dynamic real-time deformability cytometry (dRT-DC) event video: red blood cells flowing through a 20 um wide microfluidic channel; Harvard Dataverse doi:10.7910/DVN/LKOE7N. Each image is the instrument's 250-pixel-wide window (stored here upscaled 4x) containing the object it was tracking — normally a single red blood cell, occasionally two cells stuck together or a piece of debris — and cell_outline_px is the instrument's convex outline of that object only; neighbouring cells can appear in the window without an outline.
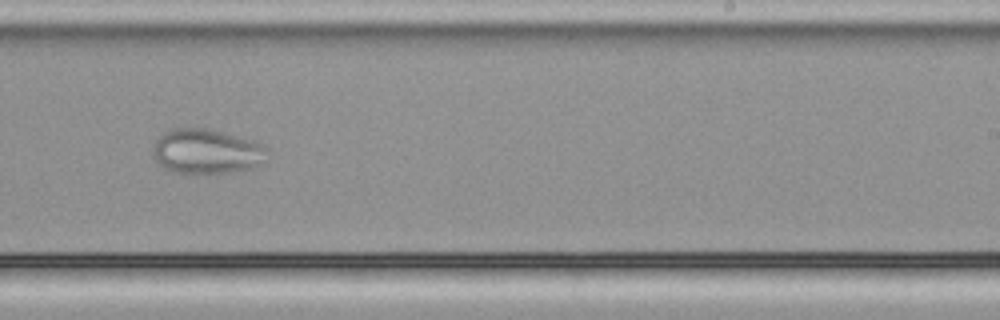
{"species": "common noctule bat (a hibernating species)", "species_latin": "Nyctalus noctula", "temperature_condition": "cold", "stored_images_in_passage": 52, "camera_frame_rate_fps": 3000, "um_per_image_px": 0.085, "animal": {"sex": "male", "body_mass_g": 21.5, "forearm_length_mm": 52.0}, "frame": {"image": 1, "passage_image": 32, "time_ms": 10.333, "image_size_px": [1000, 320], "cell_outline_px": [[268, 148], [264, 160], [260, 164], [252, 168], [228, 172], [188, 176], [172, 172], [156, 164], [152, 152], [152, 148], [156, 140], [164, 132], [172, 128], [212, 128], [256, 140], [264, 144]], "centroid_in_image_um": [17.54, 12.88], "position_along_channel_um": 271.5, "area_um2": 31.04}}
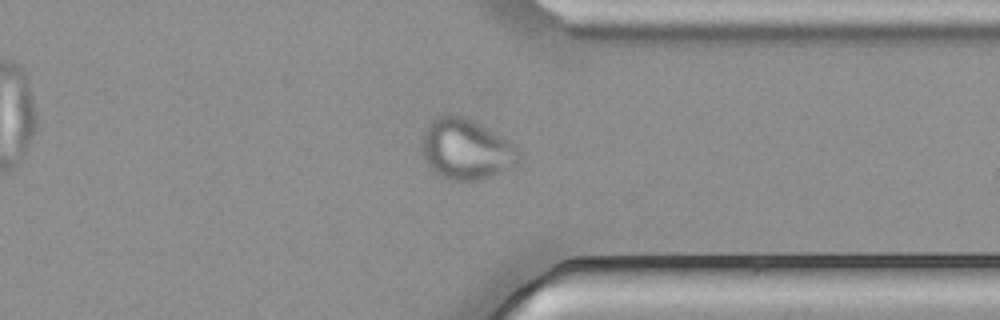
{"frame": {"image": 2, "passage_image": 40, "time_ms": 13.0, "image_size_px": [1000, 320], "cell_outline_px": [[520, 160], [516, 164], [480, 180], [448, 180], [440, 176], [424, 160], [420, 152], [424, 132], [428, 124], [432, 120], [440, 116], [464, 116], [516, 144], [520, 152]], "centroid_in_image_um": [39.61, 12.69], "position_along_channel_um": 371.8, "area_um2": 33.87}}
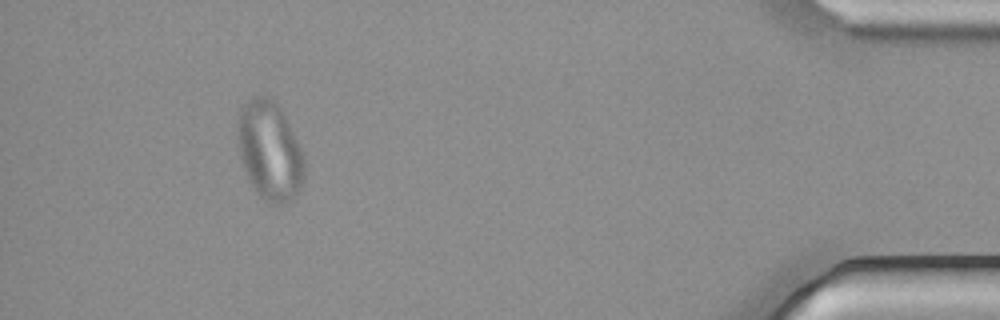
{"frame": {"image": 3, "passage_image": 48, "time_ms": 15.667, "image_size_px": [1000, 320], "cell_outline_px": [[304, 180], [300, 188], [288, 200], [280, 204], [268, 204], [256, 192], [244, 168], [240, 156], [236, 136], [236, 120], [240, 108], [248, 100], [260, 96], [264, 96], [272, 100], [280, 108], [300, 148], [304, 160]], "centroid_in_image_um": [22.88, 12.81], "position_along_channel_um": 412.3, "area_um2": 37.97}}